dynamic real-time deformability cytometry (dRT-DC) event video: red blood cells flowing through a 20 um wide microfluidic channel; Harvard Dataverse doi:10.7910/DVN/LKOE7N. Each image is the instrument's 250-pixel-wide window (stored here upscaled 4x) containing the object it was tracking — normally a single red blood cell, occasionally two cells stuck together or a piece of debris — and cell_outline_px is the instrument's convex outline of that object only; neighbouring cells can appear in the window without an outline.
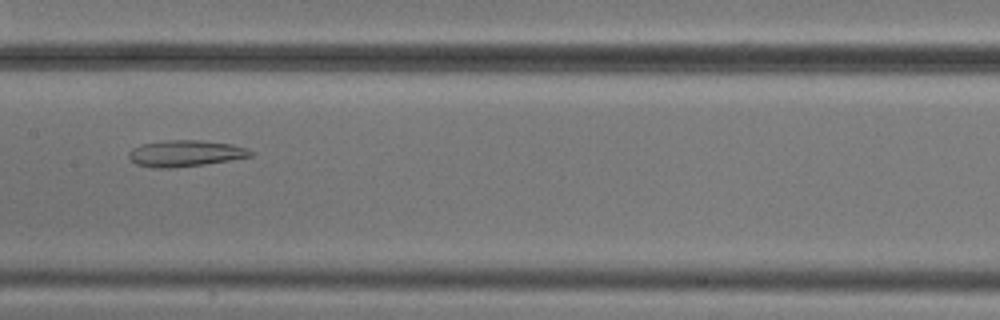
{"species": "common noctule bat (a hibernating species)", "species_latin": "Nyctalus noctula", "temperature_condition": "cold", "stored_images_in_passage": 6, "camera_frame_rate_fps": 3000, "um_per_image_px": 0.085, "animal": {"sex": "male", "body_mass_g": 20.5, "forearm_length_mm": 52.5}, "frame": {"image": 1, "passage_image": 5, "time_ms": 4.667, "image_size_px": [1000, 320], "cell_outline_px": [[256, 152], [252, 156], [204, 164], [172, 168], [152, 168], [136, 164], [128, 156], [128, 152], [132, 148], [140, 144], [168, 140], [200, 140], [232, 144], [248, 148]], "centroid_in_image_um": [15.76, 13.03], "position_along_channel_um": 191.6, "area_um2": 18.79}}
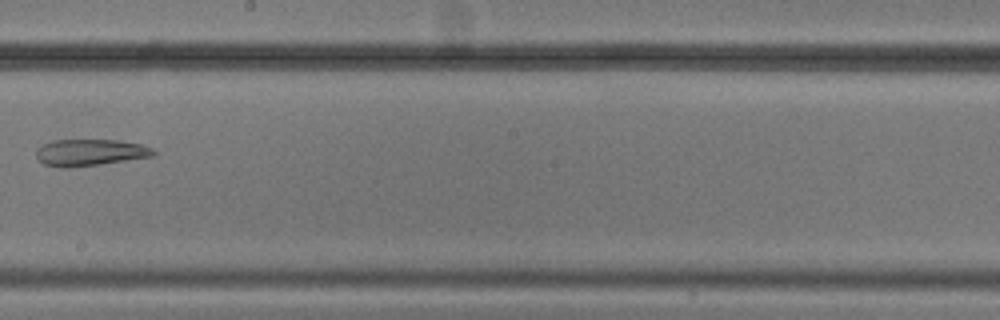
{"frame": {"image": 2, "passage_image": 6, "time_ms": 6.0, "image_size_px": [1000, 320], "cell_outline_px": [[156, 156], [100, 164], [64, 168], [44, 164], [36, 160], [36, 148], [40, 144], [52, 140], [116, 140], [140, 144], [152, 148], [156, 152]], "centroid_in_image_um": [7.61, 12.96], "position_along_channel_um": 240.6, "area_um2": 18.38}}